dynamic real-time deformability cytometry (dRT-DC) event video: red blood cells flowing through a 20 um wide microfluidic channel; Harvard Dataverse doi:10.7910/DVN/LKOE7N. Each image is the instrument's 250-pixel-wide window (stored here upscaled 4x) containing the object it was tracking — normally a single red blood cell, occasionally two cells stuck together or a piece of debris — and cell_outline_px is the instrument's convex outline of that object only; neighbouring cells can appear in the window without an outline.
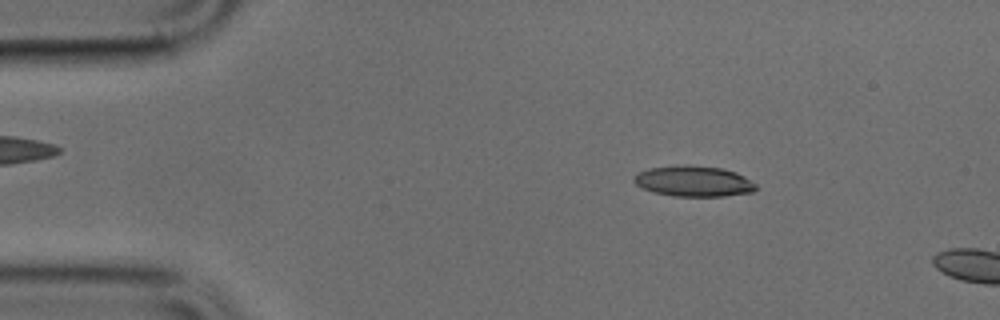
{"species": "common noctule bat (a hibernating species)", "species_latin": "Nyctalus noctula", "temperature_condition": "cold", "stored_images_in_passage": 6, "camera_frame_rate_fps": 3000, "um_per_image_px": 0.085, "animal": {"sex": "male", "body_mass_g": 17.9, "forearm_length_mm": 54.2}, "frame": {"image": 1, "passage_image": 3, "time_ms": 0.667, "image_size_px": [1000, 320], "cell_outline_px": [[756, 188], [752, 192], [724, 196], [672, 196], [652, 192], [636, 184], [632, 180], [632, 176], [648, 168], [688, 164], [720, 168], [736, 172], [744, 176], [756, 184]], "centroid_in_image_um": [58.93, 15.4], "position_along_channel_um": 26.1, "area_um2": 21.85}}